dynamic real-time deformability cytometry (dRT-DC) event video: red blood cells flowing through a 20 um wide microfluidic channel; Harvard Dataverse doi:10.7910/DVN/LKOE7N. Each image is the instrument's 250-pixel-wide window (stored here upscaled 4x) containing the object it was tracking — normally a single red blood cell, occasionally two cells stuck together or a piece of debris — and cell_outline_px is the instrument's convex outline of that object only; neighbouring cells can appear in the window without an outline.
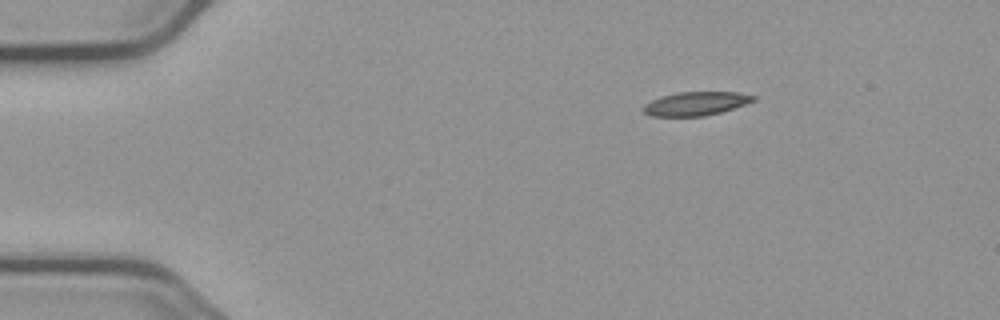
{"species": "common noctule bat (a hibernating species)", "species_latin": "Nyctalus noctula", "temperature_condition": "cold", "stored_images_in_passage": 3, "camera_frame_rate_fps": 3000, "um_per_image_px": 0.085, "animal": {"sex": "male", "body_mass_g": 23.1, "forearm_length_mm": 52.7}, "frame": {"image": 1, "passage_image": 1, "time_ms": 0.0, "image_size_px": [1000, 320], "cell_outline_px": [[756, 100], [720, 112], [704, 116], [652, 116], [644, 112], [644, 104], [652, 100], [664, 96], [680, 92], [736, 92], [756, 96]], "centroid_in_image_um": [59.16, 8.8], "position_along_channel_um": 25.8, "area_um2": 14.85}}